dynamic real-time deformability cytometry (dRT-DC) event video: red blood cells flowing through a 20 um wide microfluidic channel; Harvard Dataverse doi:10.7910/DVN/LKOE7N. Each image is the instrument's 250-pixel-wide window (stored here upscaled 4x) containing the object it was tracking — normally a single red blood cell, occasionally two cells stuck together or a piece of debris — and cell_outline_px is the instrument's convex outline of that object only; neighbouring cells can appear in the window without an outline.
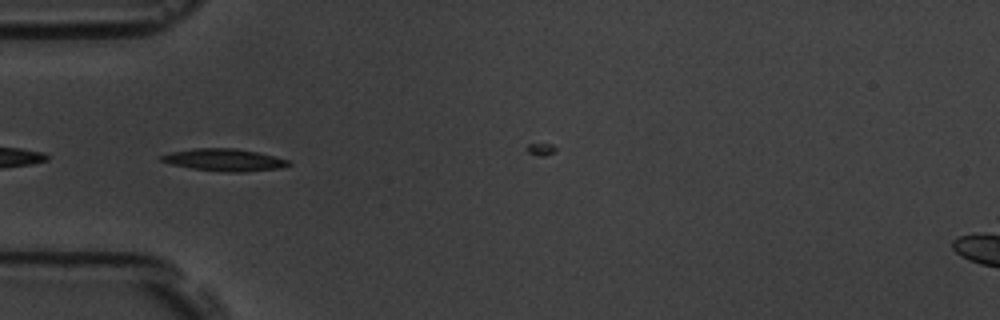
{"species": "common noctule bat (a hibernating species)", "species_latin": "Nyctalus noctula", "temperature_condition": "room temperature", "stored_images_in_passage": 8, "camera_frame_rate_fps": 3000, "um_per_image_px": 0.085, "animal": {"sex": "male", "body_mass_g": 19.5, "forearm_length_mm": 54.6}, "frame": {"image": 1, "passage_image": 4, "time_ms": 4.333, "image_size_px": [1000, 320], "cell_outline_px": [[292, 164], [280, 168], [244, 172], [228, 172], [192, 168], [172, 164], [160, 160], [160, 156], [172, 152], [196, 148], [236, 148], [256, 152], [288, 160]], "centroid_in_image_um": [19.08, 13.59], "position_along_channel_um": 65.9, "area_um2": 16.18}}
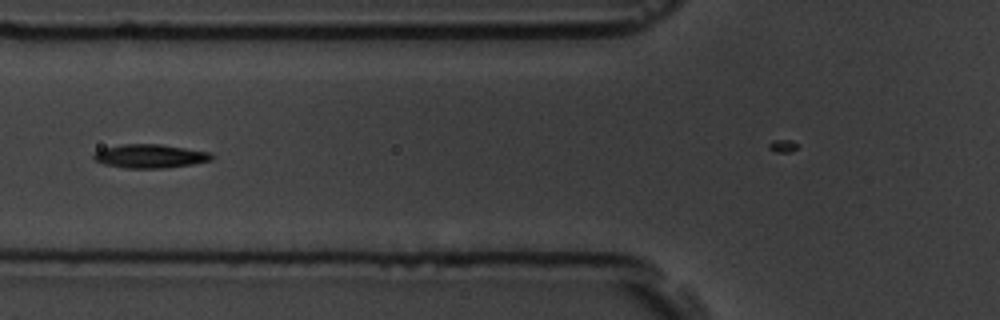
{"frame": {"image": 2, "passage_image": 5, "time_ms": 5.667, "image_size_px": [1000, 320], "cell_outline_px": [[212, 160], [192, 164], [164, 168], [124, 168], [104, 164], [92, 160], [92, 156], [96, 152], [104, 148], [124, 144], [160, 144], [212, 152]], "centroid_in_image_um": [12.75, 13.27], "position_along_channel_um": 113.1, "area_um2": 16.3}}
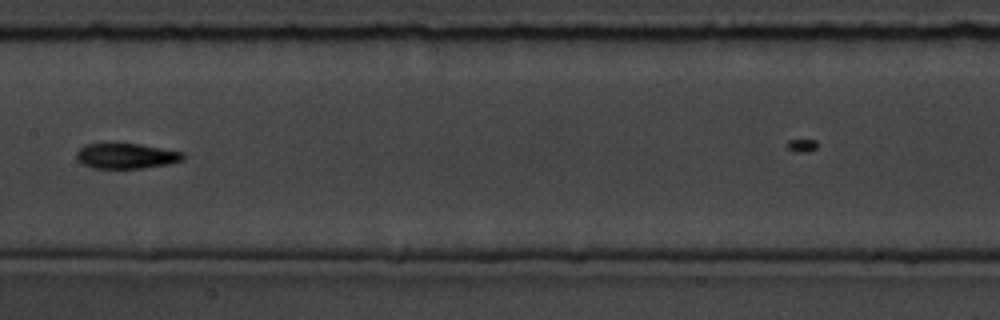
{"frame": {"image": 3, "passage_image": 7, "time_ms": 8.0, "image_size_px": [1000, 320], "cell_outline_px": [[184, 160], [168, 164], [140, 168], [92, 168], [84, 164], [76, 156], [76, 152], [84, 144], [140, 144], [184, 152]], "centroid_in_image_um": [10.76, 13.25], "position_along_channel_um": 196.6, "area_um2": 15.55}}